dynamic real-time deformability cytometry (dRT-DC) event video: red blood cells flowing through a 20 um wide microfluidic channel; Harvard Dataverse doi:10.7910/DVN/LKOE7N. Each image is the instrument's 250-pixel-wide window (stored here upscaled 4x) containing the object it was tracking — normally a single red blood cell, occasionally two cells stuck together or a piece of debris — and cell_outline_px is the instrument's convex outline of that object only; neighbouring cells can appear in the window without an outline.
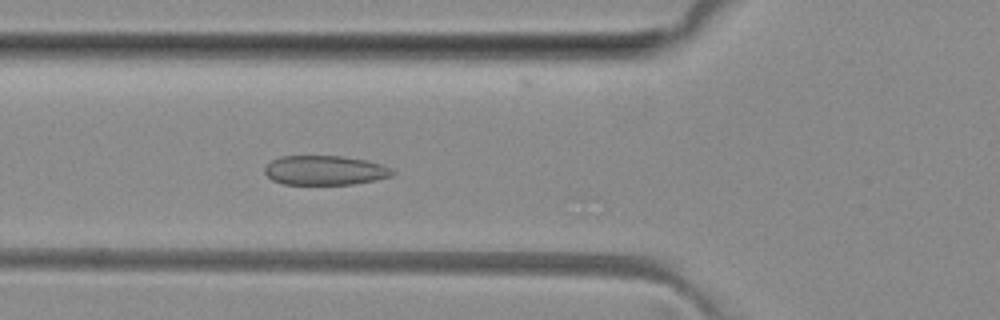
{"species": "common noctule bat (a hibernating species)", "species_latin": "Nyctalus noctula", "temperature_condition": "room temperature", "stored_images_in_passage": 6, "camera_frame_rate_fps": 3000, "um_per_image_px": 0.085, "animal": {"sex": "female", "body_mass_g": 29.2, "forearm_length_mm": 56.3}, "frame": {"image": 1, "passage_image": 6, "time_ms": 5.333, "image_size_px": [1000, 320], "cell_outline_px": [[396, 172], [392, 176], [376, 180], [352, 184], [284, 184], [272, 180], [264, 172], [264, 168], [272, 160], [280, 156], [340, 156], [368, 160], [392, 168]], "centroid_in_image_um": [27.64, 14.47], "position_along_channel_um": 98.2, "area_um2": 21.96}}